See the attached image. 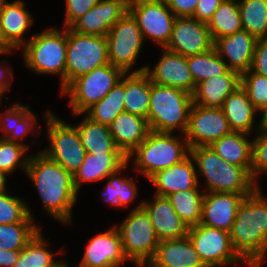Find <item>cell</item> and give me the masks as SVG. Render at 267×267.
I'll return each instance as SVG.
<instances>
[{"instance_id":"obj_1","label":"cell","mask_w":267,"mask_h":267,"mask_svg":"<svg viewBox=\"0 0 267 267\" xmlns=\"http://www.w3.org/2000/svg\"><path fill=\"white\" fill-rule=\"evenodd\" d=\"M25 176L36 189L42 212L58 222L60 227L61 224L62 227H72L73 209L80 195L74 185L73 174L38 151L30 154Z\"/></svg>"},{"instance_id":"obj_2","label":"cell","mask_w":267,"mask_h":267,"mask_svg":"<svg viewBox=\"0 0 267 267\" xmlns=\"http://www.w3.org/2000/svg\"><path fill=\"white\" fill-rule=\"evenodd\" d=\"M230 240L249 267H263L267 262V194L260 183L239 205Z\"/></svg>"},{"instance_id":"obj_3","label":"cell","mask_w":267,"mask_h":267,"mask_svg":"<svg viewBox=\"0 0 267 267\" xmlns=\"http://www.w3.org/2000/svg\"><path fill=\"white\" fill-rule=\"evenodd\" d=\"M58 25L47 26L35 32L20 49L21 61L25 69L36 76L59 77L58 92L65 89V69L67 55V28Z\"/></svg>"},{"instance_id":"obj_4","label":"cell","mask_w":267,"mask_h":267,"mask_svg":"<svg viewBox=\"0 0 267 267\" xmlns=\"http://www.w3.org/2000/svg\"><path fill=\"white\" fill-rule=\"evenodd\" d=\"M190 155L196 164L198 184L205 193L250 194L257 187L243 167L224 161L210 146L190 148Z\"/></svg>"},{"instance_id":"obj_5","label":"cell","mask_w":267,"mask_h":267,"mask_svg":"<svg viewBox=\"0 0 267 267\" xmlns=\"http://www.w3.org/2000/svg\"><path fill=\"white\" fill-rule=\"evenodd\" d=\"M190 154L185 135L150 131L147 138L127 156L133 171L145 180L181 162Z\"/></svg>"},{"instance_id":"obj_6","label":"cell","mask_w":267,"mask_h":267,"mask_svg":"<svg viewBox=\"0 0 267 267\" xmlns=\"http://www.w3.org/2000/svg\"><path fill=\"white\" fill-rule=\"evenodd\" d=\"M193 105L192 95L182 89L152 83L147 121L151 131L185 134Z\"/></svg>"},{"instance_id":"obj_7","label":"cell","mask_w":267,"mask_h":267,"mask_svg":"<svg viewBox=\"0 0 267 267\" xmlns=\"http://www.w3.org/2000/svg\"><path fill=\"white\" fill-rule=\"evenodd\" d=\"M45 122L47 145L38 149L47 157L60 164L68 172L74 173L82 164L86 150L82 145L77 128L69 121L55 114L52 109L41 112Z\"/></svg>"},{"instance_id":"obj_8","label":"cell","mask_w":267,"mask_h":267,"mask_svg":"<svg viewBox=\"0 0 267 267\" xmlns=\"http://www.w3.org/2000/svg\"><path fill=\"white\" fill-rule=\"evenodd\" d=\"M125 72L106 64L74 79L61 93L66 98L71 114H84L101 101L120 81Z\"/></svg>"},{"instance_id":"obj_9","label":"cell","mask_w":267,"mask_h":267,"mask_svg":"<svg viewBox=\"0 0 267 267\" xmlns=\"http://www.w3.org/2000/svg\"><path fill=\"white\" fill-rule=\"evenodd\" d=\"M114 225L120 234L129 264L146 267L160 242L147 212L143 208L128 210L121 222Z\"/></svg>"},{"instance_id":"obj_10","label":"cell","mask_w":267,"mask_h":267,"mask_svg":"<svg viewBox=\"0 0 267 267\" xmlns=\"http://www.w3.org/2000/svg\"><path fill=\"white\" fill-rule=\"evenodd\" d=\"M106 38L110 64L121 68L125 73L145 72L147 64L139 68L136 65L147 44L136 20L129 12L113 25Z\"/></svg>"},{"instance_id":"obj_11","label":"cell","mask_w":267,"mask_h":267,"mask_svg":"<svg viewBox=\"0 0 267 267\" xmlns=\"http://www.w3.org/2000/svg\"><path fill=\"white\" fill-rule=\"evenodd\" d=\"M110 64L105 36L79 34L67 27L65 88L77 77Z\"/></svg>"},{"instance_id":"obj_12","label":"cell","mask_w":267,"mask_h":267,"mask_svg":"<svg viewBox=\"0 0 267 267\" xmlns=\"http://www.w3.org/2000/svg\"><path fill=\"white\" fill-rule=\"evenodd\" d=\"M187 236L206 267H249L234 251L230 232L198 224Z\"/></svg>"},{"instance_id":"obj_13","label":"cell","mask_w":267,"mask_h":267,"mask_svg":"<svg viewBox=\"0 0 267 267\" xmlns=\"http://www.w3.org/2000/svg\"><path fill=\"white\" fill-rule=\"evenodd\" d=\"M128 12L136 20L146 43L152 42L158 48L167 46L176 16L165 0H130Z\"/></svg>"},{"instance_id":"obj_14","label":"cell","mask_w":267,"mask_h":267,"mask_svg":"<svg viewBox=\"0 0 267 267\" xmlns=\"http://www.w3.org/2000/svg\"><path fill=\"white\" fill-rule=\"evenodd\" d=\"M7 101L9 100H6V106H4L3 101H0V108H2L0 110V138L22 144L28 150H32L31 147H34V144H40L43 141L39 138L42 137L44 131H42L38 115L27 103L16 100L13 103ZM27 135L31 136L29 142L26 139L29 137Z\"/></svg>"},{"instance_id":"obj_15","label":"cell","mask_w":267,"mask_h":267,"mask_svg":"<svg viewBox=\"0 0 267 267\" xmlns=\"http://www.w3.org/2000/svg\"><path fill=\"white\" fill-rule=\"evenodd\" d=\"M232 132L221 108L193 104L185 138L189 148L210 146Z\"/></svg>"},{"instance_id":"obj_16","label":"cell","mask_w":267,"mask_h":267,"mask_svg":"<svg viewBox=\"0 0 267 267\" xmlns=\"http://www.w3.org/2000/svg\"><path fill=\"white\" fill-rule=\"evenodd\" d=\"M92 235L77 262L81 267H124L129 261L124 255L120 234L114 223Z\"/></svg>"},{"instance_id":"obj_17","label":"cell","mask_w":267,"mask_h":267,"mask_svg":"<svg viewBox=\"0 0 267 267\" xmlns=\"http://www.w3.org/2000/svg\"><path fill=\"white\" fill-rule=\"evenodd\" d=\"M165 48L189 57L208 52L214 48V41L206 23L193 17H176Z\"/></svg>"},{"instance_id":"obj_18","label":"cell","mask_w":267,"mask_h":267,"mask_svg":"<svg viewBox=\"0 0 267 267\" xmlns=\"http://www.w3.org/2000/svg\"><path fill=\"white\" fill-rule=\"evenodd\" d=\"M160 57L153 65L146 63L145 73L150 77L152 83L182 89L191 95L196 85L191 76L187 57L169 51L166 48H159ZM161 52V53H160Z\"/></svg>"},{"instance_id":"obj_19","label":"cell","mask_w":267,"mask_h":267,"mask_svg":"<svg viewBox=\"0 0 267 267\" xmlns=\"http://www.w3.org/2000/svg\"><path fill=\"white\" fill-rule=\"evenodd\" d=\"M131 166L128 162H126L121 168H119L116 172L111 173L106 177L105 180H103L104 185L103 189H100V196L99 198L103 203H105L106 206H113L116 209H122L125 208L130 210H136L139 208H142L143 200H139V202L136 204V199L139 198V192L140 186L138 183L139 175L134 172L135 176H128L130 175ZM126 172V174H125ZM137 174V175H136ZM137 182H136V181ZM136 204L133 207L131 204ZM131 206V207H130Z\"/></svg>"},{"instance_id":"obj_20","label":"cell","mask_w":267,"mask_h":267,"mask_svg":"<svg viewBox=\"0 0 267 267\" xmlns=\"http://www.w3.org/2000/svg\"><path fill=\"white\" fill-rule=\"evenodd\" d=\"M128 0H101L69 28L79 34L105 36L128 12Z\"/></svg>"},{"instance_id":"obj_21","label":"cell","mask_w":267,"mask_h":267,"mask_svg":"<svg viewBox=\"0 0 267 267\" xmlns=\"http://www.w3.org/2000/svg\"><path fill=\"white\" fill-rule=\"evenodd\" d=\"M248 194L207 192L202 202L200 224L230 232L239 205Z\"/></svg>"},{"instance_id":"obj_22","label":"cell","mask_w":267,"mask_h":267,"mask_svg":"<svg viewBox=\"0 0 267 267\" xmlns=\"http://www.w3.org/2000/svg\"><path fill=\"white\" fill-rule=\"evenodd\" d=\"M152 195V199H144L142 208L149 215L158 239L164 241L187 236L189 227L175 212L167 197Z\"/></svg>"},{"instance_id":"obj_23","label":"cell","mask_w":267,"mask_h":267,"mask_svg":"<svg viewBox=\"0 0 267 267\" xmlns=\"http://www.w3.org/2000/svg\"><path fill=\"white\" fill-rule=\"evenodd\" d=\"M257 38L242 29L214 41L218 55L227 63L229 70L242 75L252 65Z\"/></svg>"},{"instance_id":"obj_24","label":"cell","mask_w":267,"mask_h":267,"mask_svg":"<svg viewBox=\"0 0 267 267\" xmlns=\"http://www.w3.org/2000/svg\"><path fill=\"white\" fill-rule=\"evenodd\" d=\"M148 182L154 195L167 197L172 193L195 189L198 184L196 164L189 154L181 162L152 175Z\"/></svg>"},{"instance_id":"obj_25","label":"cell","mask_w":267,"mask_h":267,"mask_svg":"<svg viewBox=\"0 0 267 267\" xmlns=\"http://www.w3.org/2000/svg\"><path fill=\"white\" fill-rule=\"evenodd\" d=\"M31 13L24 0H7L0 10L3 33L18 52L33 36V33L28 35L35 24V16Z\"/></svg>"},{"instance_id":"obj_26","label":"cell","mask_w":267,"mask_h":267,"mask_svg":"<svg viewBox=\"0 0 267 267\" xmlns=\"http://www.w3.org/2000/svg\"><path fill=\"white\" fill-rule=\"evenodd\" d=\"M221 109L232 131L250 135H254L258 131L259 112L249 100L248 94L242 86L226 97Z\"/></svg>"},{"instance_id":"obj_27","label":"cell","mask_w":267,"mask_h":267,"mask_svg":"<svg viewBox=\"0 0 267 267\" xmlns=\"http://www.w3.org/2000/svg\"><path fill=\"white\" fill-rule=\"evenodd\" d=\"M146 267H206L188 236L160 241Z\"/></svg>"},{"instance_id":"obj_28","label":"cell","mask_w":267,"mask_h":267,"mask_svg":"<svg viewBox=\"0 0 267 267\" xmlns=\"http://www.w3.org/2000/svg\"><path fill=\"white\" fill-rule=\"evenodd\" d=\"M116 146L127 157L151 131L148 121L129 112L120 113L109 125Z\"/></svg>"},{"instance_id":"obj_29","label":"cell","mask_w":267,"mask_h":267,"mask_svg":"<svg viewBox=\"0 0 267 267\" xmlns=\"http://www.w3.org/2000/svg\"><path fill=\"white\" fill-rule=\"evenodd\" d=\"M126 162L127 157L124 154L93 155L86 153L82 164L73 175L76 190L80 194L86 184L100 183L108 175L121 168Z\"/></svg>"},{"instance_id":"obj_30","label":"cell","mask_w":267,"mask_h":267,"mask_svg":"<svg viewBox=\"0 0 267 267\" xmlns=\"http://www.w3.org/2000/svg\"><path fill=\"white\" fill-rule=\"evenodd\" d=\"M241 86V75L228 70L225 74L203 80L192 94L193 104L221 108L226 97Z\"/></svg>"},{"instance_id":"obj_31","label":"cell","mask_w":267,"mask_h":267,"mask_svg":"<svg viewBox=\"0 0 267 267\" xmlns=\"http://www.w3.org/2000/svg\"><path fill=\"white\" fill-rule=\"evenodd\" d=\"M76 123L71 122L78 130L82 145L89 154H123L111 136L109 126L96 123L85 114H71ZM82 116V117H81ZM79 118V121H77Z\"/></svg>"},{"instance_id":"obj_32","label":"cell","mask_w":267,"mask_h":267,"mask_svg":"<svg viewBox=\"0 0 267 267\" xmlns=\"http://www.w3.org/2000/svg\"><path fill=\"white\" fill-rule=\"evenodd\" d=\"M253 135L234 132L212 143L210 147L230 164L243 167L251 174Z\"/></svg>"},{"instance_id":"obj_33","label":"cell","mask_w":267,"mask_h":267,"mask_svg":"<svg viewBox=\"0 0 267 267\" xmlns=\"http://www.w3.org/2000/svg\"><path fill=\"white\" fill-rule=\"evenodd\" d=\"M150 106V77L145 72L124 74V109L147 119Z\"/></svg>"},{"instance_id":"obj_34","label":"cell","mask_w":267,"mask_h":267,"mask_svg":"<svg viewBox=\"0 0 267 267\" xmlns=\"http://www.w3.org/2000/svg\"><path fill=\"white\" fill-rule=\"evenodd\" d=\"M44 234L41 229L21 250L14 267H53L60 259L58 256L66 255V250L62 248L57 251L50 249L52 242Z\"/></svg>"},{"instance_id":"obj_35","label":"cell","mask_w":267,"mask_h":267,"mask_svg":"<svg viewBox=\"0 0 267 267\" xmlns=\"http://www.w3.org/2000/svg\"><path fill=\"white\" fill-rule=\"evenodd\" d=\"M205 192L198 185L195 189L178 191L167 196L175 212L190 228L200 224Z\"/></svg>"},{"instance_id":"obj_36","label":"cell","mask_w":267,"mask_h":267,"mask_svg":"<svg viewBox=\"0 0 267 267\" xmlns=\"http://www.w3.org/2000/svg\"><path fill=\"white\" fill-rule=\"evenodd\" d=\"M124 75L110 92L84 114L96 123L109 126L111 122L124 112Z\"/></svg>"},{"instance_id":"obj_37","label":"cell","mask_w":267,"mask_h":267,"mask_svg":"<svg viewBox=\"0 0 267 267\" xmlns=\"http://www.w3.org/2000/svg\"><path fill=\"white\" fill-rule=\"evenodd\" d=\"M213 41L242 30L239 3L224 0L207 24Z\"/></svg>"},{"instance_id":"obj_38","label":"cell","mask_w":267,"mask_h":267,"mask_svg":"<svg viewBox=\"0 0 267 267\" xmlns=\"http://www.w3.org/2000/svg\"><path fill=\"white\" fill-rule=\"evenodd\" d=\"M8 189L0 192V224L37 223L30 203Z\"/></svg>"},{"instance_id":"obj_39","label":"cell","mask_w":267,"mask_h":267,"mask_svg":"<svg viewBox=\"0 0 267 267\" xmlns=\"http://www.w3.org/2000/svg\"><path fill=\"white\" fill-rule=\"evenodd\" d=\"M242 28L257 39L267 38V0H240Z\"/></svg>"},{"instance_id":"obj_40","label":"cell","mask_w":267,"mask_h":267,"mask_svg":"<svg viewBox=\"0 0 267 267\" xmlns=\"http://www.w3.org/2000/svg\"><path fill=\"white\" fill-rule=\"evenodd\" d=\"M188 67L195 85L214 76L225 74L229 68L215 48L208 52L187 57Z\"/></svg>"},{"instance_id":"obj_41","label":"cell","mask_w":267,"mask_h":267,"mask_svg":"<svg viewBox=\"0 0 267 267\" xmlns=\"http://www.w3.org/2000/svg\"><path fill=\"white\" fill-rule=\"evenodd\" d=\"M41 229L39 223L0 224V249L22 250Z\"/></svg>"},{"instance_id":"obj_42","label":"cell","mask_w":267,"mask_h":267,"mask_svg":"<svg viewBox=\"0 0 267 267\" xmlns=\"http://www.w3.org/2000/svg\"><path fill=\"white\" fill-rule=\"evenodd\" d=\"M29 157V150L24 145L0 138V170L9 177H14L17 170L25 177Z\"/></svg>"},{"instance_id":"obj_43","label":"cell","mask_w":267,"mask_h":267,"mask_svg":"<svg viewBox=\"0 0 267 267\" xmlns=\"http://www.w3.org/2000/svg\"><path fill=\"white\" fill-rule=\"evenodd\" d=\"M241 86L246 90L249 100L260 113L267 107V77L251 71L241 75Z\"/></svg>"},{"instance_id":"obj_44","label":"cell","mask_w":267,"mask_h":267,"mask_svg":"<svg viewBox=\"0 0 267 267\" xmlns=\"http://www.w3.org/2000/svg\"><path fill=\"white\" fill-rule=\"evenodd\" d=\"M267 175V131L258 130L253 135L251 178L258 184Z\"/></svg>"},{"instance_id":"obj_45","label":"cell","mask_w":267,"mask_h":267,"mask_svg":"<svg viewBox=\"0 0 267 267\" xmlns=\"http://www.w3.org/2000/svg\"><path fill=\"white\" fill-rule=\"evenodd\" d=\"M101 0H65L63 22L61 27H69L76 19L86 14Z\"/></svg>"},{"instance_id":"obj_46","label":"cell","mask_w":267,"mask_h":267,"mask_svg":"<svg viewBox=\"0 0 267 267\" xmlns=\"http://www.w3.org/2000/svg\"><path fill=\"white\" fill-rule=\"evenodd\" d=\"M10 55H14L13 54H9L8 55H1V60H0V101L4 102L6 100H9L10 97L6 96L8 93L11 92V88H12V84H13V79L14 77V73H13V66H12V62H10L9 58L6 57H10ZM3 56H5L3 58ZM7 62V63H6ZM10 91V92H9Z\"/></svg>"},{"instance_id":"obj_47","label":"cell","mask_w":267,"mask_h":267,"mask_svg":"<svg viewBox=\"0 0 267 267\" xmlns=\"http://www.w3.org/2000/svg\"><path fill=\"white\" fill-rule=\"evenodd\" d=\"M250 70L267 77V38L257 40Z\"/></svg>"},{"instance_id":"obj_48","label":"cell","mask_w":267,"mask_h":267,"mask_svg":"<svg viewBox=\"0 0 267 267\" xmlns=\"http://www.w3.org/2000/svg\"><path fill=\"white\" fill-rule=\"evenodd\" d=\"M176 17H193L199 0H165Z\"/></svg>"},{"instance_id":"obj_49","label":"cell","mask_w":267,"mask_h":267,"mask_svg":"<svg viewBox=\"0 0 267 267\" xmlns=\"http://www.w3.org/2000/svg\"><path fill=\"white\" fill-rule=\"evenodd\" d=\"M224 0H199L193 18L206 23L211 20L213 13Z\"/></svg>"},{"instance_id":"obj_50","label":"cell","mask_w":267,"mask_h":267,"mask_svg":"<svg viewBox=\"0 0 267 267\" xmlns=\"http://www.w3.org/2000/svg\"><path fill=\"white\" fill-rule=\"evenodd\" d=\"M21 250L0 249V267H14Z\"/></svg>"},{"instance_id":"obj_51","label":"cell","mask_w":267,"mask_h":267,"mask_svg":"<svg viewBox=\"0 0 267 267\" xmlns=\"http://www.w3.org/2000/svg\"><path fill=\"white\" fill-rule=\"evenodd\" d=\"M16 51L17 50L7 41L0 25V55H9L16 53Z\"/></svg>"},{"instance_id":"obj_52","label":"cell","mask_w":267,"mask_h":267,"mask_svg":"<svg viewBox=\"0 0 267 267\" xmlns=\"http://www.w3.org/2000/svg\"><path fill=\"white\" fill-rule=\"evenodd\" d=\"M259 129L267 131V107L259 113Z\"/></svg>"},{"instance_id":"obj_53","label":"cell","mask_w":267,"mask_h":267,"mask_svg":"<svg viewBox=\"0 0 267 267\" xmlns=\"http://www.w3.org/2000/svg\"><path fill=\"white\" fill-rule=\"evenodd\" d=\"M9 180H10V177L0 170V192L6 191L9 189L8 187Z\"/></svg>"},{"instance_id":"obj_54","label":"cell","mask_w":267,"mask_h":267,"mask_svg":"<svg viewBox=\"0 0 267 267\" xmlns=\"http://www.w3.org/2000/svg\"><path fill=\"white\" fill-rule=\"evenodd\" d=\"M75 262L74 263H72L71 265H70V262L68 261V259L66 258H63V257H61L57 262H56V264L53 266V267H76L75 266Z\"/></svg>"},{"instance_id":"obj_55","label":"cell","mask_w":267,"mask_h":267,"mask_svg":"<svg viewBox=\"0 0 267 267\" xmlns=\"http://www.w3.org/2000/svg\"><path fill=\"white\" fill-rule=\"evenodd\" d=\"M7 0H0V10L2 8V6L4 5V3L6 2Z\"/></svg>"}]
</instances>
